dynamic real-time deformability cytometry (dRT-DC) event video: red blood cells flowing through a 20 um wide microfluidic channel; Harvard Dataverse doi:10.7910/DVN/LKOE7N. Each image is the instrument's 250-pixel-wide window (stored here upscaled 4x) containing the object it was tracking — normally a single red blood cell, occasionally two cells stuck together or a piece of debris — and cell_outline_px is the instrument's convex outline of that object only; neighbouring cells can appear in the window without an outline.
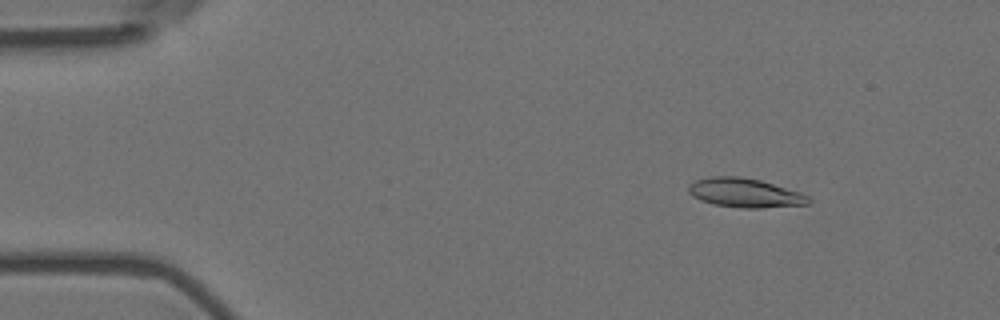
{"species": "Egyptian fruit bat (a non-hibernating species)", "species_latin": "Rousettus aegyptiacus", "temperature_condition": "room temperature", "stored_images_in_passage": 9, "camera_frame_rate_fps": 3000, "um_per_image_px": 0.085, "animal": {"sex": "female"}, "frame": {"image": 1, "passage_image": 4, "time_ms": 1.0, "image_size_px": [1000, 320], "cell_outline_px": [[812, 200], [808, 204], [760, 208], [740, 208], [712, 204], [700, 200], [692, 196], [688, 192], [688, 184], [696, 180], [712, 176], [740, 176], [760, 180], [800, 192], [808, 196]], "centroid_in_image_um": [63.29, 16.39], "position_along_channel_um": 21.7, "area_um2": 20.46}}